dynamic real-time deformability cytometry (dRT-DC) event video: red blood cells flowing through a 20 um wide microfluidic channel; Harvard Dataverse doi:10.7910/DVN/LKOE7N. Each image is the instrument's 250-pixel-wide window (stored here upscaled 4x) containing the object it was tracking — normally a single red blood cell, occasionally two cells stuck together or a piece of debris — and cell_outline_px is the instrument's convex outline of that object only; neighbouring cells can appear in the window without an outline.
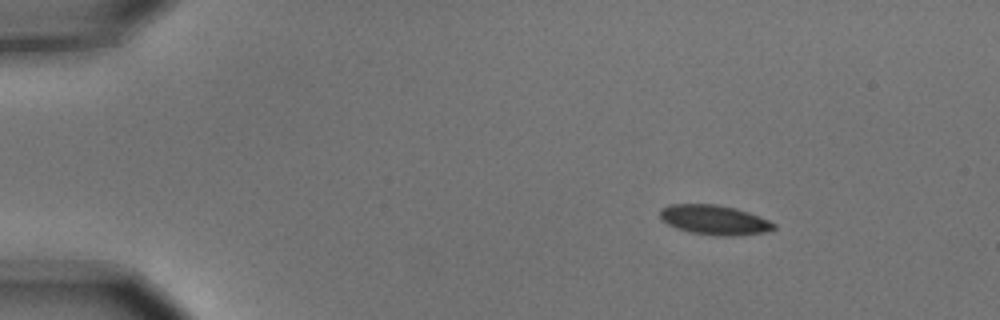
{"species": "common noctule bat (a hibernating species)", "species_latin": "Nyctalus noctula", "temperature_condition": "cold", "stored_images_in_passage": 7, "camera_frame_rate_fps": 3000, "um_per_image_px": 0.085, "animal": {"sex": "male", "body_mass_g": 15.6}, "frame": {"image": 1, "passage_image": 1, "time_ms": 0.0, "image_size_px": [1000, 320], "cell_outline_px": [[776, 228], [764, 232], [728, 236], [724, 236], [692, 232], [676, 228], [668, 224], [660, 216], [660, 208], [668, 204], [716, 204], [736, 208], [748, 212], [768, 220], [776, 224]], "centroid_in_image_um": [60.71, 18.67], "position_along_channel_um": 24.3, "area_um2": 19.42}}
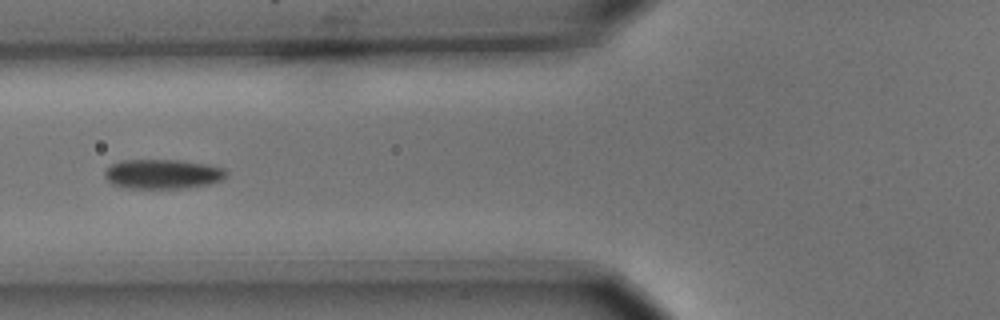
{"frame": {"image": 2, "passage_image": 5, "time_ms": 1.333, "image_size_px": [1000, 320], "cell_outline_px": [[228, 172], [220, 180], [208, 184], [184, 188], [124, 188], [112, 184], [104, 176], [104, 172], [112, 164], [120, 160], [184, 160], [208, 164], [224, 168]], "centroid_in_image_um": [13.81, 14.78], "position_along_channel_um": 112.0, "area_um2": 20.98}}
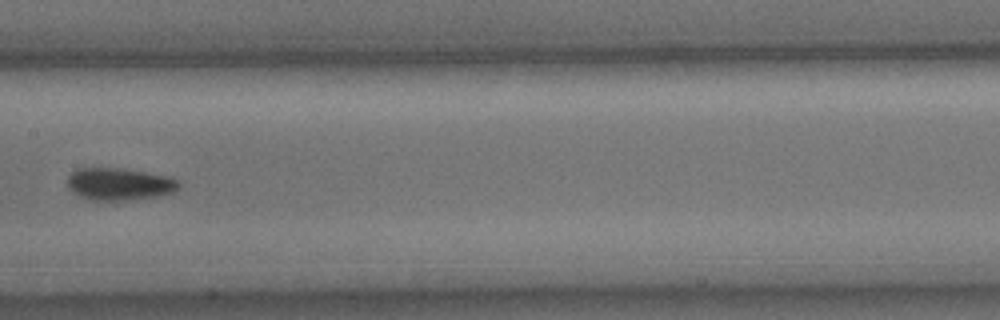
{"frame": {"image": 3, "passage_image": 7, "time_ms": 2.0, "image_size_px": [1000, 320], "cell_outline_px": [[180, 188], [172, 192], [156, 196], [136, 200], [88, 200], [80, 196], [68, 188], [68, 176], [76, 168], [124, 168], [168, 176], [176, 180], [180, 184]], "centroid_in_image_um": [10.13, 15.64], "position_along_channel_um": 197.3, "area_um2": 21.04}}